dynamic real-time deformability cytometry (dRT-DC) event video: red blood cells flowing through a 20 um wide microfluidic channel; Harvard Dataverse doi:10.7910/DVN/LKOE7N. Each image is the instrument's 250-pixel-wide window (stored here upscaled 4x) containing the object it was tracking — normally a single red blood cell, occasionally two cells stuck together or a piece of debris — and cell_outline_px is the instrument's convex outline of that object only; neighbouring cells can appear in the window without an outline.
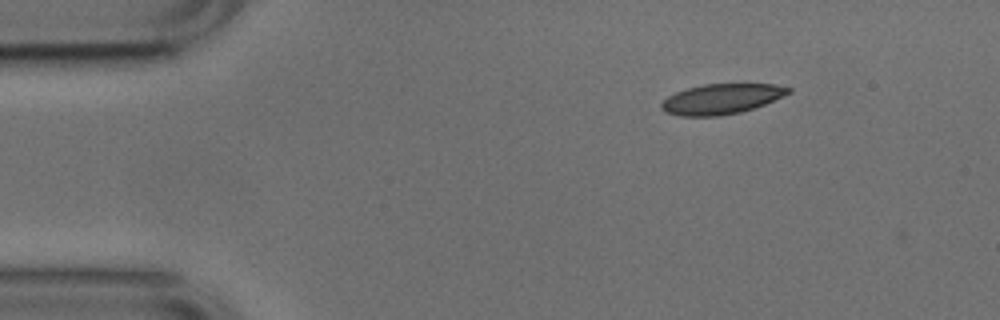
{"species": "common noctule bat (a hibernating species)", "species_latin": "Nyctalus noctula", "temperature_condition": "cold", "stored_images_in_passage": 2, "camera_frame_rate_fps": 3000, "um_per_image_px": 0.085, "animal": {"sex": "male", "body_mass_g": 17.9, "forearm_length_mm": 54.2}, "frame": {"image": 1, "passage_image": 1, "time_ms": 0.0, "image_size_px": [1000, 320], "cell_outline_px": [[792, 92], [764, 104], [740, 112], [716, 116], [680, 116], [664, 112], [660, 108], [660, 104], [668, 96], [676, 92], [688, 88], [704, 84], [776, 84], [792, 88]], "centroid_in_image_um": [61.31, 8.41], "position_along_channel_um": 23.7, "area_um2": 22.25}}